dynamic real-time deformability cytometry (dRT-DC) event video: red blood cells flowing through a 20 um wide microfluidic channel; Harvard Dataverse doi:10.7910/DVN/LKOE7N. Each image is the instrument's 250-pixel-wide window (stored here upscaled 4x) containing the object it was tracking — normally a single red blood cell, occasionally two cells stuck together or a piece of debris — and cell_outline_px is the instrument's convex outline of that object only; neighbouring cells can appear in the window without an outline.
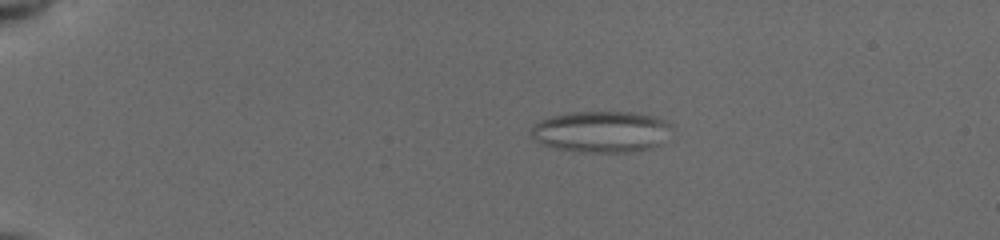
{"species": "common noctule bat (a hibernating species)", "species_latin": "Nyctalus noctula", "temperature_condition": "cold", "stored_images_in_passage": 68, "camera_frame_rate_fps": 3000, "um_per_image_px": 0.085, "animal": {"sex": "female", "body_mass_g": 19.5, "forearm_length_mm": 54.1}, "frame": {"image": 1, "passage_image": 12, "time_ms": 4.333, "image_size_px": [1000, 240], "cell_outline_px": [[668, 124], [660, 144], [652, 148], [628, 152], [580, 152], [556, 148], [532, 140], [528, 132], [540, 120], [552, 116], [572, 112], [636, 112], [652, 116], [664, 120]], "centroid_in_image_um": [51.01, 11.2], "position_along_channel_um": 34.0, "area_um2": 33.47}}
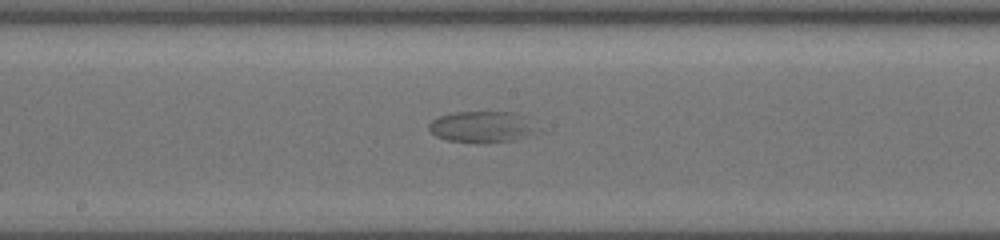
{"frame": {"image": 2, "passage_image": 36, "time_ms": 11.0, "image_size_px": [1000, 240], "cell_outline_px": [[532, 132], [516, 140], [484, 144], [476, 144], [448, 140], [436, 136], [428, 128], [428, 124], [432, 120], [440, 116], [456, 112], [508, 112], [528, 128]], "centroid_in_image_um": [40.68, 10.83], "position_along_channel_um": 207.5, "area_um2": 18.5}}
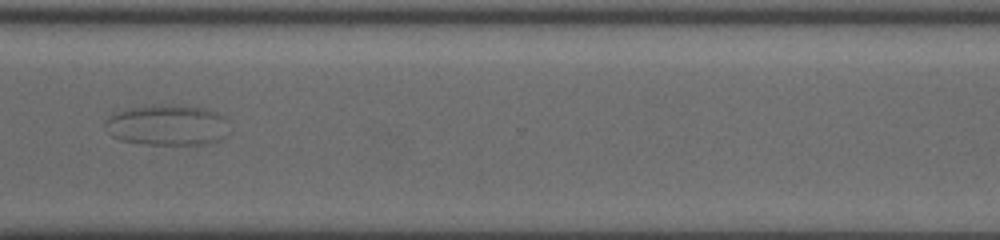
{"frame": {"image": 3, "passage_image": 52, "time_ms": 15.0, "image_size_px": [1000, 240], "cell_outline_px": [[224, 136], [220, 140], [204, 144], [144, 144], [120, 140], [112, 136], [108, 120], [112, 116], [120, 112], [136, 108], [204, 108], [216, 112], [224, 116]], "centroid_in_image_um": [14.27, 10.71], "position_along_channel_um": 356.3, "area_um2": 27.22}}